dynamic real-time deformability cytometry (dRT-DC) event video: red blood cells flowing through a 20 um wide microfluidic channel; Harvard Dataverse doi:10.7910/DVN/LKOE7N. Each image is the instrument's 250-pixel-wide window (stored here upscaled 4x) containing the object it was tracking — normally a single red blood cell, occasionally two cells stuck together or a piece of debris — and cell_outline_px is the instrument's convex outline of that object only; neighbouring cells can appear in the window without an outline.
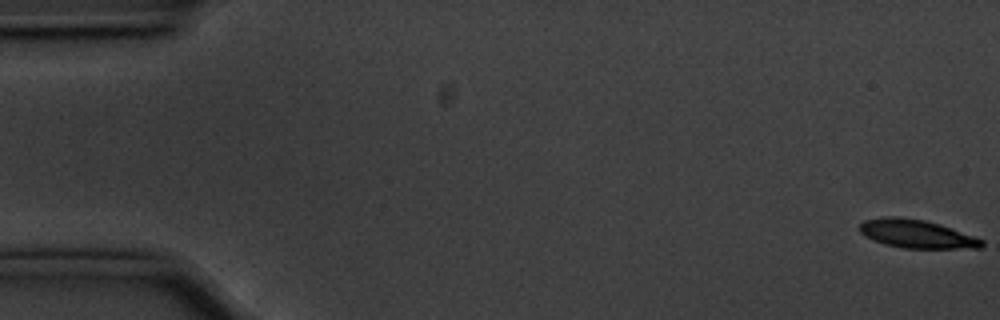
{"species": "common noctule bat (a hibernating species)", "species_latin": "Nyctalus noctula", "temperature_condition": "cold", "stored_images_in_passage": 58, "segment_of_instrument_passage": [1, 2], "camera_frame_rate_fps": 3000, "um_per_image_px": 0.085, "animal": {"sex": "male", "body_mass_g": 20.1, "forearm_length_mm": 53.5}, "frame": {"image": 1, "passage_image": 1, "time_ms": 0.0, "image_size_px": [1000, 320], "cell_outline_px": [[984, 244], [980, 248], [904, 248], [884, 244], [860, 232], [860, 224], [864, 220], [888, 216], [900, 216], [924, 220], [940, 224], [984, 240]], "centroid_in_image_um": [77.93, 19.87], "position_along_channel_um": 7.1, "area_um2": 19.94}}
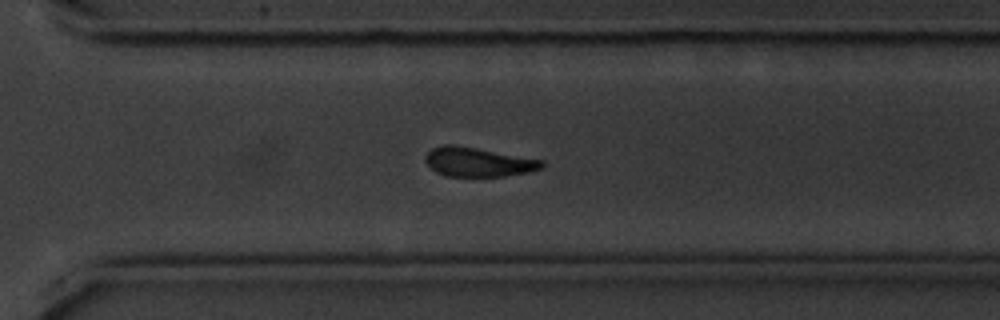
{"frame": {"image": 2, "passage_image": 40, "time_ms": 13.0, "image_size_px": [1000, 320], "cell_outline_px": [[544, 168], [528, 172], [504, 176], [444, 176], [436, 172], [424, 160], [424, 156], [432, 148], [440, 144], [456, 144], [544, 160]], "centroid_in_image_um": [40.63, 13.76], "position_along_channel_um": 330.0, "area_um2": 20.06}}
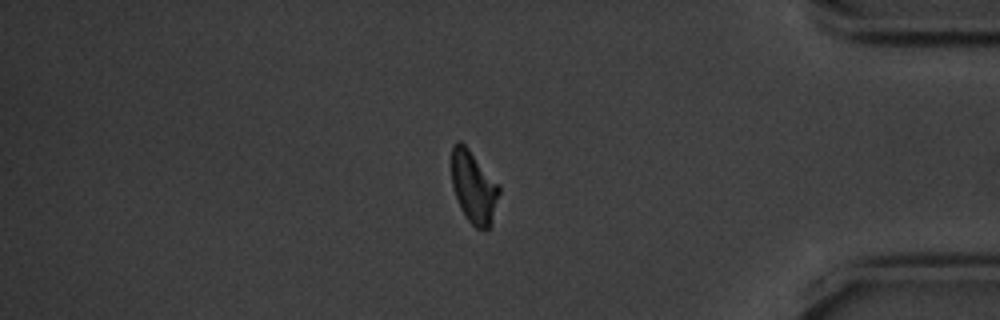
{"frame": {"image": 3, "passage_image": 48, "time_ms": 15.667, "image_size_px": [1000, 320], "cell_outline_px": [[500, 192], [492, 224], [484, 232], [476, 228], [464, 216], [460, 208], [452, 188], [452, 144], [456, 140], [460, 140], [468, 148], [500, 184]], "centroid_in_image_um": [40.28, 15.92], "position_along_channel_um": 394.9, "area_um2": 20.46}}